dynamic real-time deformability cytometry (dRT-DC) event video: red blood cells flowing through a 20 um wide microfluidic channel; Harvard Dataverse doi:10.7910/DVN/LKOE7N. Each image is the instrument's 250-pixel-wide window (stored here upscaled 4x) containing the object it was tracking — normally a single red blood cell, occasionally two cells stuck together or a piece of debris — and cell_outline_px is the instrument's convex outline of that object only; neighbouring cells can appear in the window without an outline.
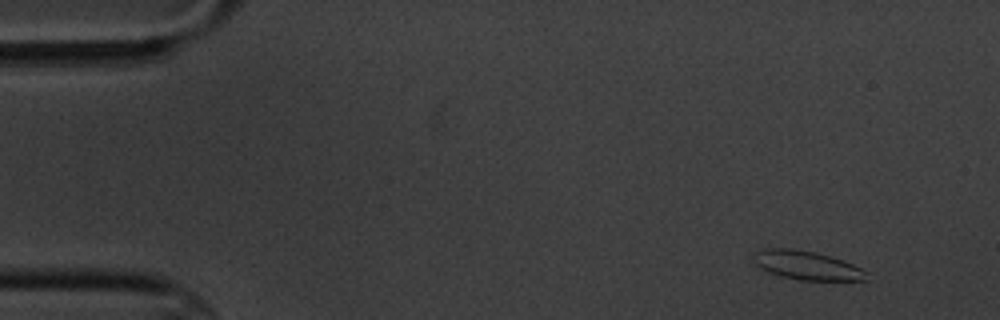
{"species": "common noctule bat (a hibernating species)", "species_latin": "Nyctalus noctula", "temperature_condition": "cold", "stored_images_in_passage": 5, "camera_frame_rate_fps": 3000, "um_per_image_px": 0.085, "animal": {"sex": "male", "body_mass_g": 20.1, "forearm_length_mm": 53.5}, "frame": {"image": 1, "passage_image": 1, "time_ms": 0.0, "image_size_px": [1000, 320], "cell_outline_px": [[868, 280], [800, 280], [784, 276], [760, 268], [752, 264], [752, 256], [756, 252], [764, 248], [792, 248], [816, 252], [844, 260], [868, 272]], "centroid_in_image_um": [68.57, 22.54], "position_along_channel_um": 16.4, "area_um2": 19.02}}